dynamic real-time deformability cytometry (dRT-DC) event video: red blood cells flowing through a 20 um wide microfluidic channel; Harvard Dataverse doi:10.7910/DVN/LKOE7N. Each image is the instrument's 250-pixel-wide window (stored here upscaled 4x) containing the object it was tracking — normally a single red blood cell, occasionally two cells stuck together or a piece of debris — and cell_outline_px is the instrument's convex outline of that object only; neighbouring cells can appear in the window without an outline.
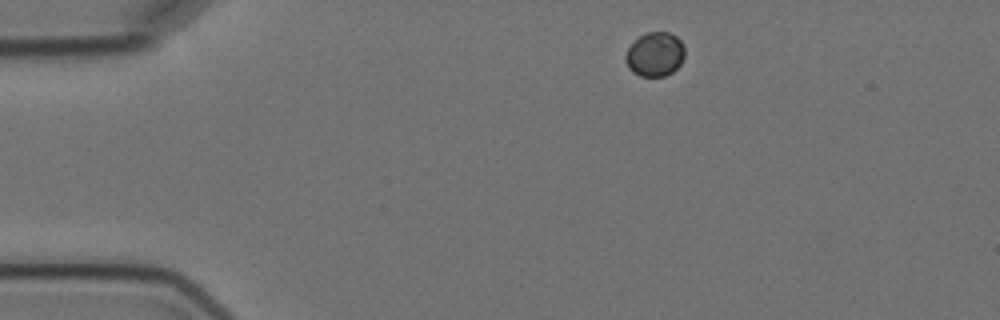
{"species": "Egyptian fruit bat (a non-hibernating species)", "species_latin": "Rousettus aegyptiacus", "temperature_condition": "cold", "stored_images_in_passage": 3, "camera_frame_rate_fps": 3000, "um_per_image_px": 0.085, "animal": {"sex": "female"}, "frame": {"image": 1, "passage_image": 1, "time_ms": 0.0, "image_size_px": [1000, 320], "cell_outline_px": [[684, 56], [680, 64], [672, 72], [664, 76], [640, 76], [632, 72], [628, 68], [624, 60], [624, 56], [628, 48], [644, 32], [668, 32], [676, 36], [684, 44]], "centroid_in_image_um": [55.66, 4.62], "position_along_channel_um": 29.3, "area_um2": 15.32}}